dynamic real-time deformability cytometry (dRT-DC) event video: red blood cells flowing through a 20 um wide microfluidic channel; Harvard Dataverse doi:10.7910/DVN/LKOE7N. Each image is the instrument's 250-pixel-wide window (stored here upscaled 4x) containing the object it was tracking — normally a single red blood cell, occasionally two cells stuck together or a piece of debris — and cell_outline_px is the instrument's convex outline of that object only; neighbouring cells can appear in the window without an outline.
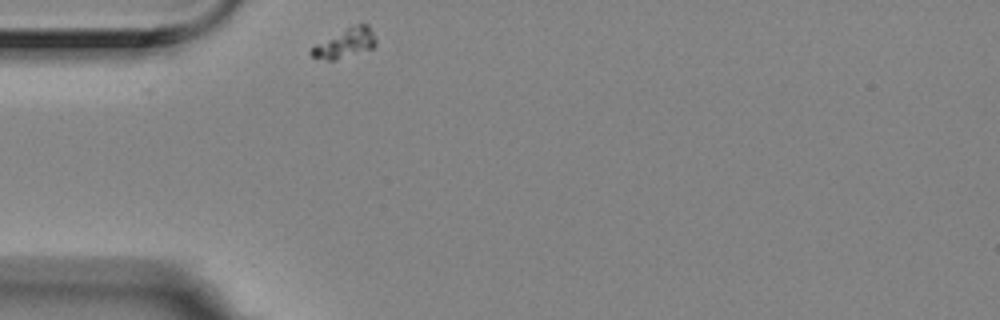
{"species": "Egyptian fruit bat (a non-hibernating species)", "species_latin": "Rousettus aegyptiacus", "temperature_condition": "room temperature", "stored_images_in_passage": 6, "camera_frame_rate_fps": 3000, "um_per_image_px": 0.085, "animal": {"sex": "female"}, "frame": {"image": 1, "passage_image": 1, "time_ms": 0.0, "image_size_px": [1000, 320], "cell_outline_px": [[376, 44], [372, 48], [336, 60], [328, 60], [312, 56], [308, 52], [312, 44], [348, 28], [360, 24], [368, 24], [376, 40]], "centroid_in_image_um": [29.27, 3.69], "position_along_channel_um": 55.7, "area_um2": 10.87}}
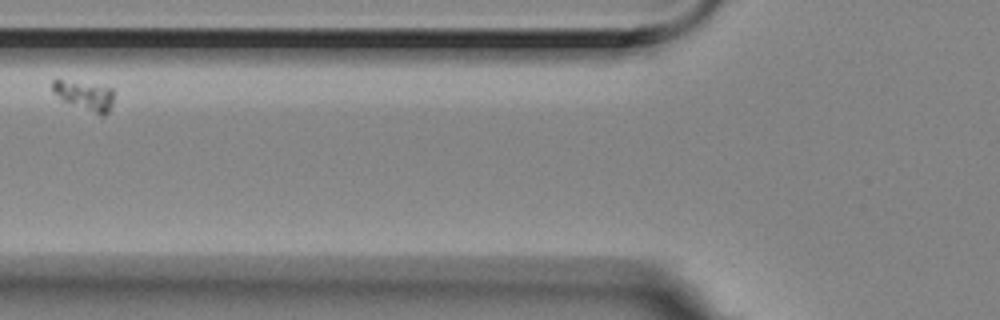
{"frame": {"image": 2, "passage_image": 3, "time_ms": 0.667, "image_size_px": [1000, 320], "cell_outline_px": [[116, 92], [112, 104], [108, 112], [104, 116], [100, 116], [64, 100], [52, 92], [52, 80], [56, 76], [112, 88]], "centroid_in_image_um": [7.19, 8.06], "position_along_channel_um": 118.6, "area_um2": 10.98}}